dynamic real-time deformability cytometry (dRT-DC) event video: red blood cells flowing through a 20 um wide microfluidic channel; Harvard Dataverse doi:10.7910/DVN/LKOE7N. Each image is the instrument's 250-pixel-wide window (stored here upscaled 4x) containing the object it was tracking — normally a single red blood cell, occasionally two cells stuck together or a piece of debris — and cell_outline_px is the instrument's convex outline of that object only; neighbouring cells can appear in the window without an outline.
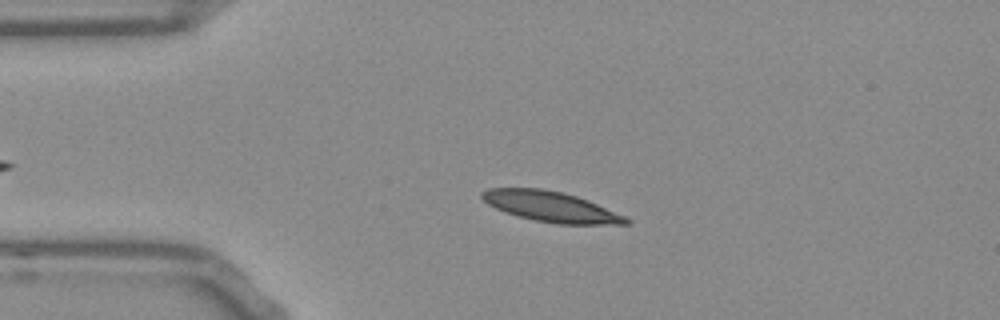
{"species": "Egyptian fruit bat (a non-hibernating species)", "species_latin": "Rousettus aegyptiacus", "temperature_condition": "room temperature", "stored_images_in_passage": 46, "camera_frame_rate_fps": 3000, "um_per_image_px": 0.085, "frame": {"image": 1, "passage_image": 10, "time_ms": 3.0, "image_size_px": [1000, 320], "cell_outline_px": [[632, 220], [628, 224], [556, 224], [536, 220], [504, 212], [488, 204], [480, 196], [480, 192], [488, 188], [540, 188], [560, 192], [576, 196], [588, 200], [624, 216]], "centroid_in_image_um": [46.8, 17.56], "position_along_channel_um": 38.2, "area_um2": 25.2}}
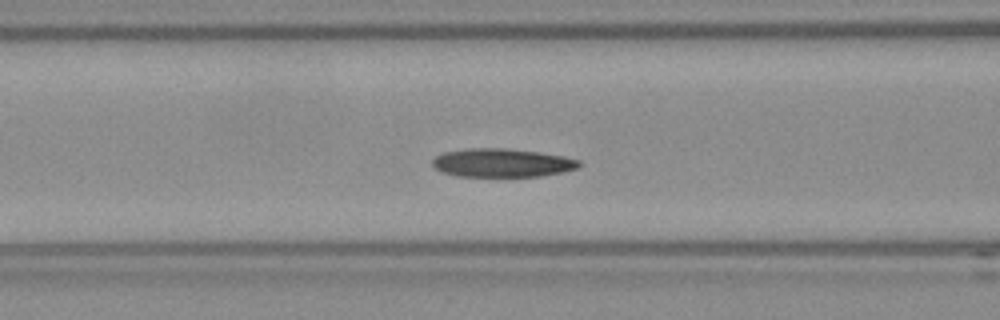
{"frame": {"image": 2, "passage_image": 19, "time_ms": 6.0, "image_size_px": [1000, 320], "cell_outline_px": [[580, 164], [576, 168], [564, 172], [540, 176], [456, 176], [440, 172], [432, 164], [432, 160], [436, 156], [444, 152], [468, 148], [504, 148], [536, 152], [564, 156], [580, 160]], "centroid_in_image_um": [42.65, 13.84], "position_along_channel_um": 124.0, "area_um2": 24.28}}
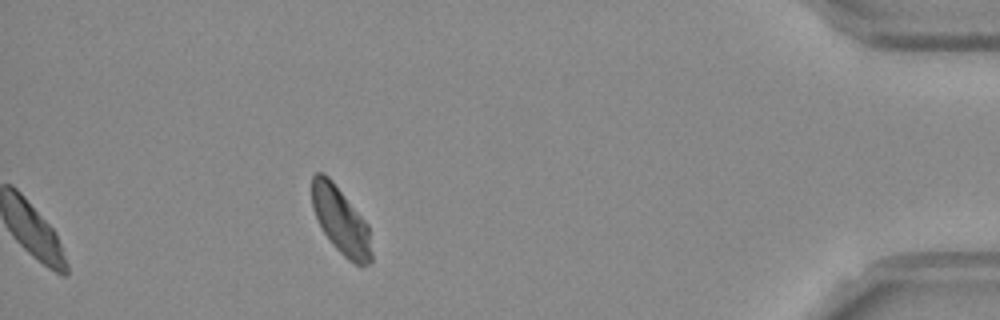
{"frame": {"image": 3, "passage_image": 46, "time_ms": 15.0, "image_size_px": [1000, 320], "cell_outline_px": [[372, 264], [360, 268], [348, 260], [332, 244], [324, 232], [312, 208], [312, 176], [316, 172], [324, 172], [332, 180], [368, 224], [372, 252]], "centroid_in_image_um": [28.99, 18.8], "position_along_channel_um": 406.2, "area_um2": 23.35}}